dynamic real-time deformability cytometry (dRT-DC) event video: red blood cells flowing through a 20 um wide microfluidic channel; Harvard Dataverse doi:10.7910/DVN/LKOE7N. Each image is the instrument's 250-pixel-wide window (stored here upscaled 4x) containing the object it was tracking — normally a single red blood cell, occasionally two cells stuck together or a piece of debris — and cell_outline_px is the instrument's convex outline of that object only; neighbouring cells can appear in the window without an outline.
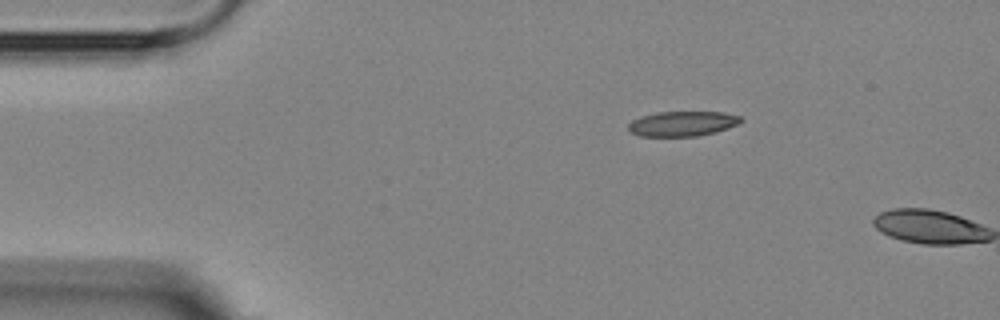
{"species": "Egyptian fruit bat (a non-hibernating species)", "species_latin": "Rousettus aegyptiacus", "temperature_condition": "room temperature", "stored_images_in_passage": 2, "camera_frame_rate_fps": 3000, "um_per_image_px": 0.085, "animal": {"sex": "female"}, "frame": {"image": 1, "passage_image": 1, "time_ms": 0.0, "image_size_px": [1000, 320], "cell_outline_px": [[744, 120], [740, 124], [716, 132], [696, 136], [640, 136], [632, 132], [628, 128], [628, 124], [632, 120], [644, 116], [660, 112], [724, 112], [740, 116]], "centroid_in_image_um": [58.07, 10.51], "position_along_channel_um": 26.9, "area_um2": 16.3}}